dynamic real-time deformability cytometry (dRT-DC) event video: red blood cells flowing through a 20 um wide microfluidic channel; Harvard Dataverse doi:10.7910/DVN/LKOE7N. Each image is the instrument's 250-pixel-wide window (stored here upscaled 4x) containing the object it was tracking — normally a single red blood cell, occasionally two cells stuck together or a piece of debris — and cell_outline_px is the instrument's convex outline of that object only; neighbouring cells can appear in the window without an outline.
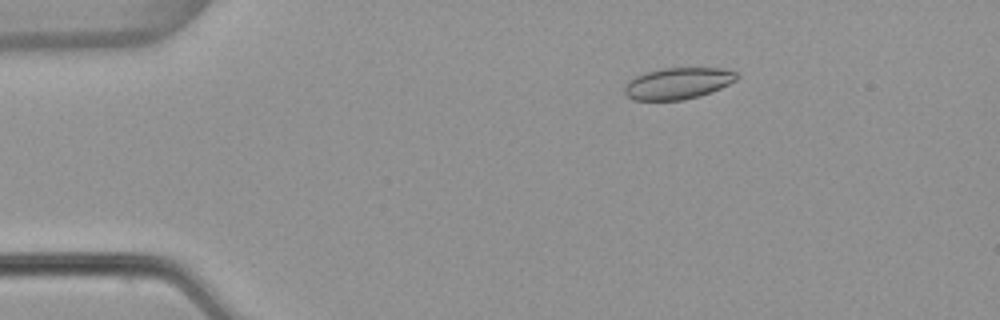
{"species": "common noctule bat (a hibernating species)", "species_latin": "Nyctalus noctula", "temperature_condition": "warm", "stored_images_in_passage": 46, "camera_frame_rate_fps": 3000, "um_per_image_px": 0.085, "animal": {"sex": "female", "body_mass_g": 22.7, "forearm_length_mm": 54.2}, "frame": {"image": 1, "passage_image": 2, "time_ms": 0.333, "image_size_px": [1000, 320], "cell_outline_px": [[740, 76], [736, 80], [712, 92], [700, 96], [680, 100], [632, 100], [624, 92], [624, 84], [628, 80], [644, 72], [664, 68], [724, 68], [736, 72]], "centroid_in_image_um": [57.61, 7.08], "position_along_channel_um": 27.4, "area_um2": 20.75}}
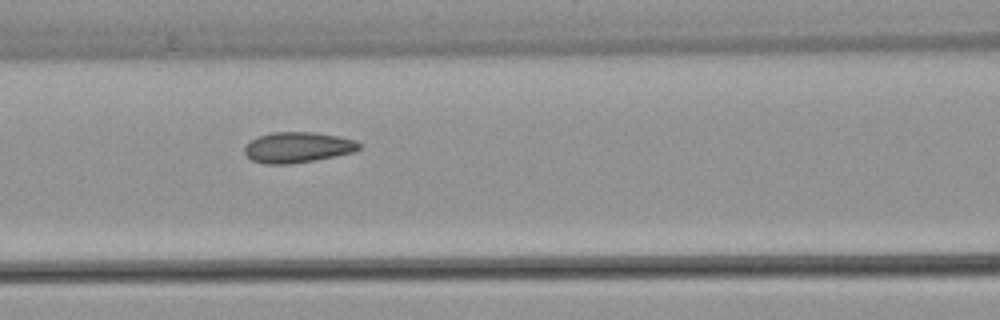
{"frame": {"image": 2, "passage_image": 16, "time_ms": 5.0, "image_size_px": [1000, 320], "cell_outline_px": [[360, 148], [352, 152], [316, 160], [292, 164], [264, 164], [252, 160], [244, 152], [244, 148], [248, 140], [272, 132], [316, 132], [340, 136], [356, 140], [360, 144]], "centroid_in_image_um": [25.28, 12.52], "position_along_channel_um": 141.3, "area_um2": 20.58}}
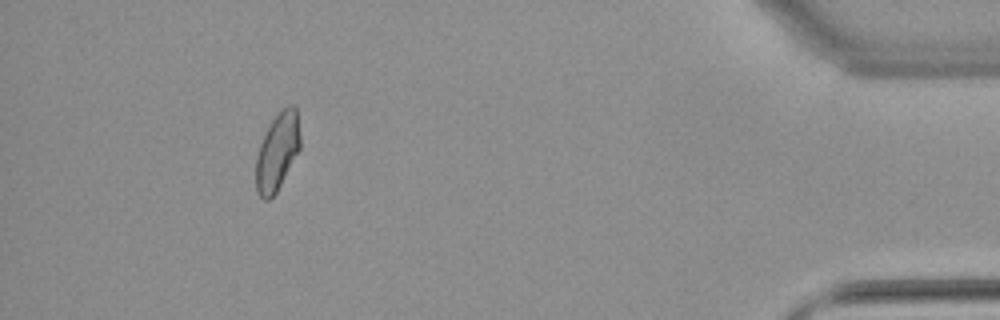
{"frame": {"image": 3, "passage_image": 42, "time_ms": 13.667, "image_size_px": [1000, 320], "cell_outline_px": [[300, 148], [276, 192], [268, 200], [264, 200], [256, 192], [256, 156], [260, 144], [272, 120], [288, 104], [292, 104], [296, 108], [300, 136]], "centroid_in_image_um": [23.57, 12.9], "position_along_channel_um": 411.6, "area_um2": 19.59}, "authors_computed_cell_mechanics": {"area_um2": 20.0855, "velocity_mm_per_s": 3.8226, "shape_relaxation_time_tau1_ms": 5.725, "shape_relaxation_time_tau2_ms": 1.626, "deformation_change_tau1": 0.1186, "deformation_change_tau2": 0.0683}}